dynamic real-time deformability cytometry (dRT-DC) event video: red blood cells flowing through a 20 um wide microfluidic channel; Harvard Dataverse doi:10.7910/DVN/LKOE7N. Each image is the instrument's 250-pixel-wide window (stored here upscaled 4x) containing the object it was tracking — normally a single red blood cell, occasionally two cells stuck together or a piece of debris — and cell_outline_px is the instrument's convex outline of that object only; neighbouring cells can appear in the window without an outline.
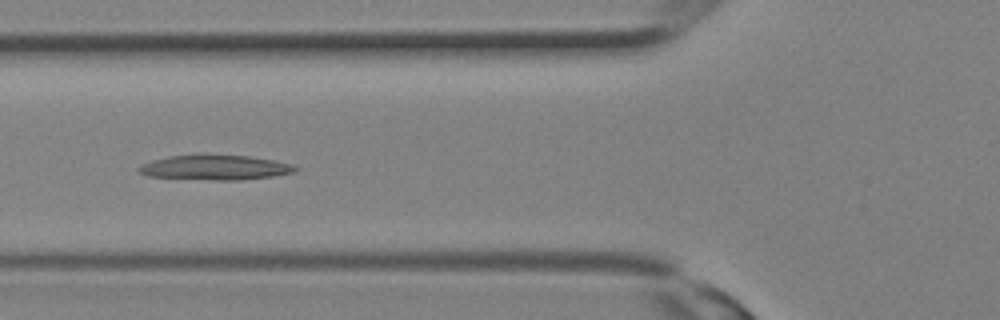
{"species": "Egyptian fruit bat (a non-hibernating species)", "species_latin": "Rousettus aegyptiacus", "temperature_condition": "room temperature", "stored_images_in_passage": 15, "camera_frame_rate_fps": 3000, "um_per_image_px": 0.085, "animal": {"sex": "female"}, "frame": {"image": 1, "passage_image": 6, "time_ms": 1.667, "image_size_px": [1000, 320], "cell_outline_px": [[300, 168], [296, 172], [272, 176], [240, 180], [216, 180], [148, 176], [136, 172], [136, 168], [140, 164], [152, 160], [168, 156], [200, 152], [208, 152], [248, 156], [272, 160], [292, 164]], "centroid_in_image_um": [18.23, 14.19], "position_along_channel_um": 107.6, "area_um2": 23.58}}
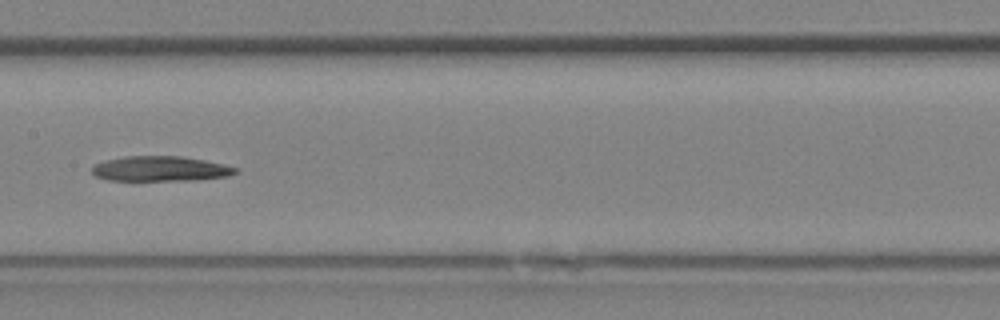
{"frame": {"image": 2, "passage_image": 10, "time_ms": 3.0, "image_size_px": [1000, 320], "cell_outline_px": [[240, 172], [228, 176], [200, 180], [108, 180], [96, 176], [92, 172], [92, 168], [96, 164], [104, 160], [124, 156], [180, 156], [204, 160], [224, 164], [240, 168]], "centroid_in_image_um": [13.69, 14.34], "position_along_channel_um": 193.7, "area_um2": 21.1}}
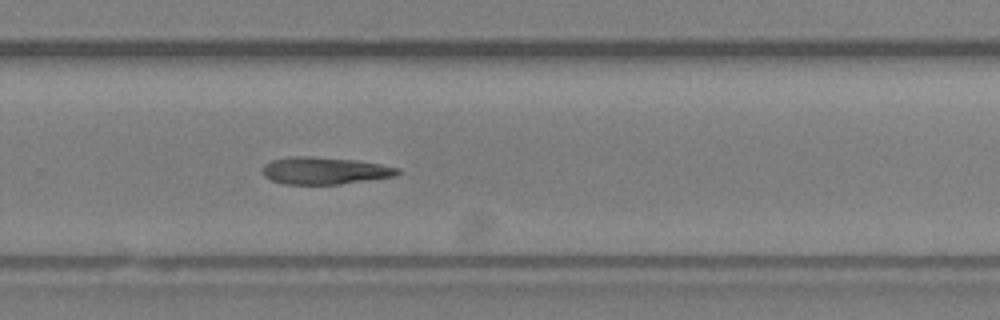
{"frame": {"image": 3, "passage_image": 15, "time_ms": 4.667, "image_size_px": [1000, 320], "cell_outline_px": [[400, 172], [396, 176], [340, 184], [284, 184], [272, 180], [264, 176], [260, 168], [264, 164], [272, 160], [288, 156], [308, 156], [356, 160], [380, 164], [400, 168]], "centroid_in_image_um": [27.56, 14.5], "position_along_channel_um": 302.2, "area_um2": 21.5}}